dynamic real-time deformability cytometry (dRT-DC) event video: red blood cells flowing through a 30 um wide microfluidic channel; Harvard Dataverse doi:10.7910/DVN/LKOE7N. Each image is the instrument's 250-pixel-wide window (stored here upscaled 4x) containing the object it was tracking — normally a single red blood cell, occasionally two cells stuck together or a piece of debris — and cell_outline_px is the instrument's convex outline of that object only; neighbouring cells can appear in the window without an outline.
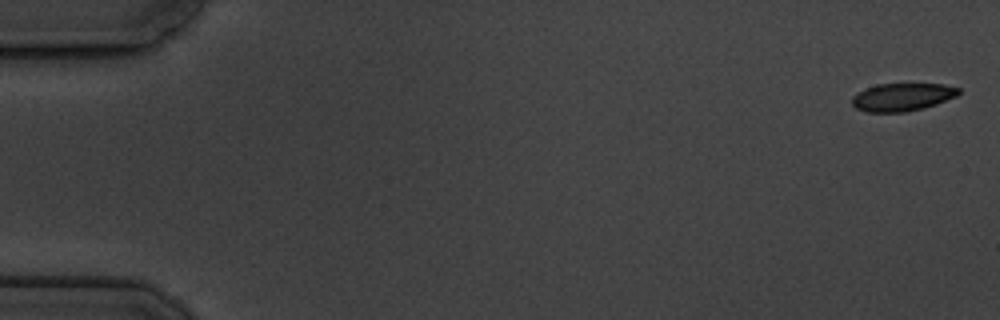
{"species": "common noctule bat (a hibernating species)", "species_latin": "Nyctalus noctula", "temperature_condition": "cold", "stored_images_in_passage": 8, "camera_frame_rate_fps": 3000, "um_per_image_px": 0.085, "animal": {"sex": "male", "body_mass_g": 19.5, "forearm_length_mm": 54.6}, "frame": {"image": 1, "passage_image": 1, "time_ms": 0.0, "image_size_px": [1000, 320], "cell_outline_px": [[960, 92], [956, 96], [936, 104], [924, 108], [904, 112], [868, 112], [856, 108], [852, 104], [852, 96], [876, 84], [944, 84], [960, 88]], "centroid_in_image_um": [76.71, 8.25], "position_along_channel_um": 8.3, "area_um2": 17.17}}
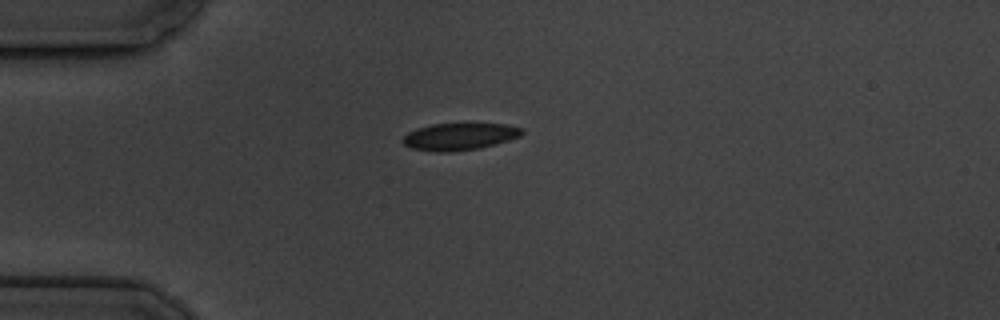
{"frame": {"image": 2, "passage_image": 5, "time_ms": 4.667, "image_size_px": [1000, 320], "cell_outline_px": [[524, 132], [520, 136], [508, 140], [480, 148], [452, 152], [436, 152], [412, 148], [404, 144], [400, 140], [408, 132], [416, 128], [432, 124], [504, 124], [520, 128]], "centroid_in_image_um": [39.01, 11.61], "position_along_channel_um": 46.0, "area_um2": 18.67}}
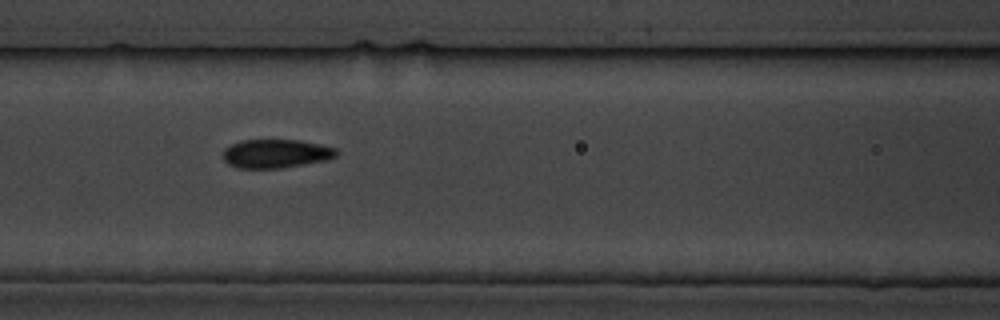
{"frame": {"image": 3, "passage_image": 8, "time_ms": 8.0, "image_size_px": [1000, 320], "cell_outline_px": [[340, 152], [336, 156], [328, 160], [280, 168], [236, 168], [228, 164], [224, 160], [224, 148], [240, 140], [300, 140], [320, 144], [336, 148]], "centroid_in_image_um": [23.47, 13.05], "position_along_channel_um": 143.1, "area_um2": 19.07}}